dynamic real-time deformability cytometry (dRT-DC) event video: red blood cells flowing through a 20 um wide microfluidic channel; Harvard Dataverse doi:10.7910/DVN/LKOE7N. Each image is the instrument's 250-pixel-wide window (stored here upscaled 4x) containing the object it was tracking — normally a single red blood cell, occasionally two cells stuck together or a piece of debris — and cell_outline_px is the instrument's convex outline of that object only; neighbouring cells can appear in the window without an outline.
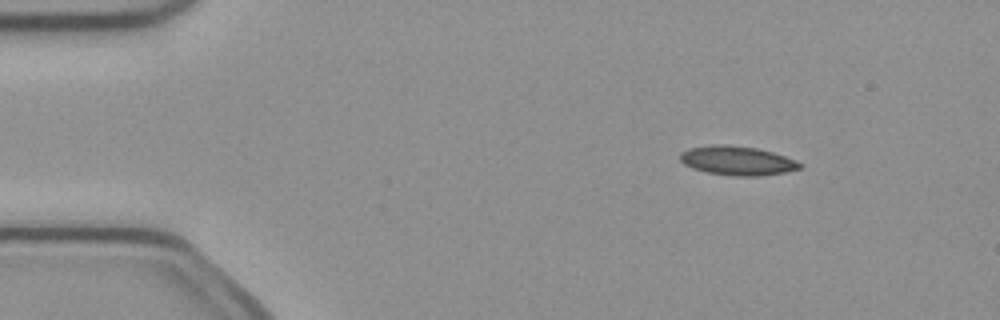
{"species": "common noctule bat (a hibernating species)", "species_latin": "Nyctalus noctula", "temperature_condition": "cold", "stored_images_in_passage": 4, "camera_frame_rate_fps": 3000, "um_per_image_px": 0.085, "animal": {"sex": "female", "body_mass_g": 21.9}, "frame": {"image": 1, "passage_image": 2, "time_ms": 0.333, "image_size_px": [1000, 320], "cell_outline_px": [[804, 164], [800, 168], [784, 172], [756, 176], [732, 176], [708, 172], [692, 168], [684, 164], [680, 160], [680, 152], [688, 148], [712, 144], [728, 144], [756, 148], [772, 152], [796, 160]], "centroid_in_image_um": [62.64, 13.64], "position_along_channel_um": 22.4, "area_um2": 20.35}}